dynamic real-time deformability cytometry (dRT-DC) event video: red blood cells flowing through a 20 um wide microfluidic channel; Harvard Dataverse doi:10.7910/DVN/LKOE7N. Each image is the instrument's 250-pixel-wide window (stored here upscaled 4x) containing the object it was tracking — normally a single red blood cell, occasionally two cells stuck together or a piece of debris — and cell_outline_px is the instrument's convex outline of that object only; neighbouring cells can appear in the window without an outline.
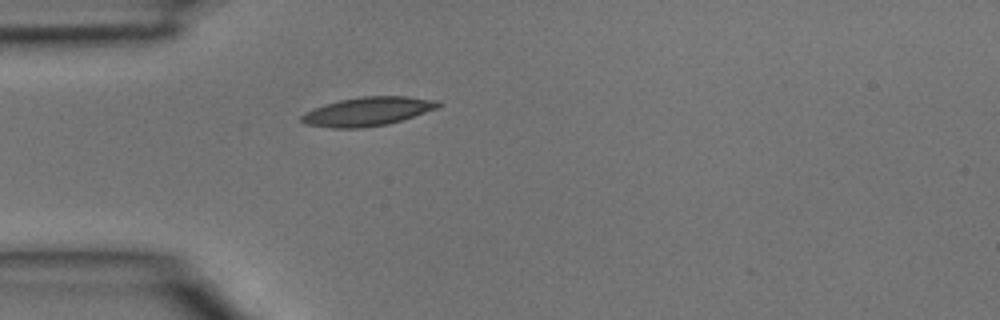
{"species": "common noctule bat (a hibernating species)", "species_latin": "Nyctalus noctula", "temperature_condition": "room temperature", "stored_images_in_passage": 1, "camera_frame_rate_fps": 3000, "um_per_image_px": 0.085, "animal": {"sex": "male", "body_mass_g": 15.6}, "frame": {"image": 1, "passage_image": 1, "time_ms": 0.0, "image_size_px": [1000, 320], "cell_outline_px": [[440, 108], [388, 124], [364, 128], [332, 128], [304, 124], [300, 120], [300, 116], [304, 112], [324, 104], [340, 100], [360, 96], [408, 96], [440, 100]], "centroid_in_image_um": [31.26, 9.47], "position_along_channel_um": 53.7, "area_um2": 23.24}}